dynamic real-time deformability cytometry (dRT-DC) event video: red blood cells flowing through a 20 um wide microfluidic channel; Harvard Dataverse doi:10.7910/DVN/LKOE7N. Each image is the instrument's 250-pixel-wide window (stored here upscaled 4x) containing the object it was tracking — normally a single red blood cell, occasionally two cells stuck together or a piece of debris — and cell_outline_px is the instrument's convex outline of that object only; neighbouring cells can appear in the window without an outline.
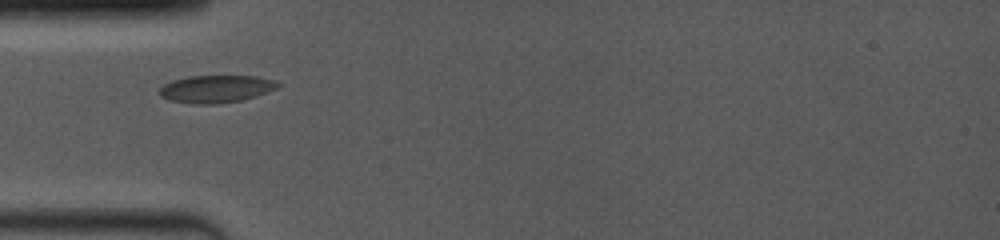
{"species": "common noctule bat (a hibernating species)", "species_latin": "Nyctalus noctula", "temperature_condition": "room temperature", "stored_images_in_passage": 34, "camera_frame_rate_fps": 4000, "um_per_image_px": 0.085, "animal": {"sex": "female", "body_mass_g": 19.0, "forearm_length_mm": 53.3}, "frame": {"image": 1, "passage_image": 1, "time_ms": 0.0, "image_size_px": [1000, 240], "cell_outline_px": [[280, 84], [276, 88], [256, 96], [240, 100], [216, 104], [192, 104], [168, 100], [160, 96], [156, 92], [164, 84], [172, 80], [188, 76], [256, 76], [272, 80]], "centroid_in_image_um": [18.28, 7.56], "position_along_channel_um": 66.7, "area_um2": 18.96}}
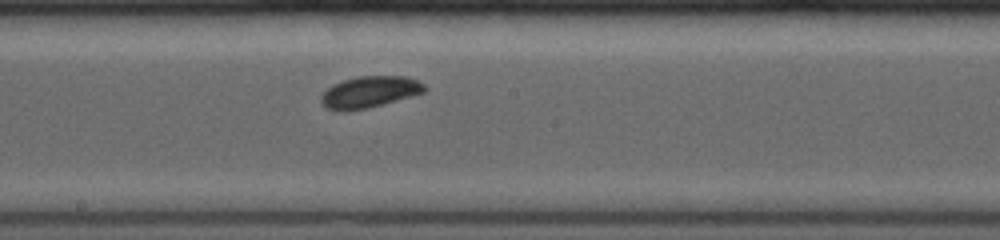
{"frame": {"image": 2, "passage_image": 14, "time_ms": 3.75, "image_size_px": [1000, 240], "cell_outline_px": [[428, 88], [424, 92], [368, 108], [344, 112], [336, 112], [320, 104], [320, 96], [332, 84], [356, 76], [404, 76], [416, 80], [424, 84]], "centroid_in_image_um": [31.35, 7.83], "position_along_channel_um": 216.8, "area_um2": 19.07}}
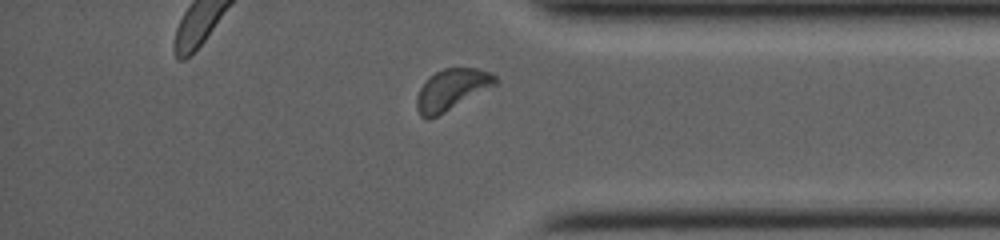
{"frame": {"image": 3, "passage_image": 29, "time_ms": 8.25, "image_size_px": [1000, 240], "cell_outline_px": [[500, 80], [496, 84], [444, 112], [428, 120], [420, 116], [416, 108], [416, 96], [420, 88], [428, 76], [444, 68], [476, 68], [492, 72]], "centroid_in_image_um": [38.37, 7.6], "position_along_channel_um": 396.8, "area_um2": 18.73}, "authors_computed_cell_mechanics": {"area_um2": 18.6983, "velocity_mm_per_s": 4.0257, "shape_relaxation_time_tau1_ms": 2.5855, "shape_relaxation_time_tau2_ms": null, "deformation_change_tau1": 0.0874, "deformation_change_tau2": null}}